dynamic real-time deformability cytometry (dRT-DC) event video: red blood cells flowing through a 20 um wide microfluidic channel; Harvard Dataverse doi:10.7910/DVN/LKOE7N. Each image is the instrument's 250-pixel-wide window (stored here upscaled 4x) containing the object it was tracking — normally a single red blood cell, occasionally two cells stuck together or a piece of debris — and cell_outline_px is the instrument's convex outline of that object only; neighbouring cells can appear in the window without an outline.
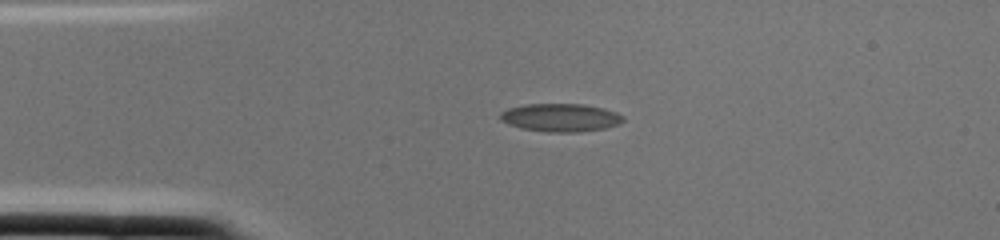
{"species": "common noctule bat (a hibernating species)", "species_latin": "Nyctalus noctula", "temperature_condition": "cold", "stored_images_in_passage": 1, "camera_frame_rate_fps": 3000, "um_per_image_px": 0.085, "animal": {"sex": "female", "body_mass_g": 22.0, "forearm_length_mm": 56.7}, "frame": {"image": 1, "passage_image": 1, "time_ms": 0.0, "image_size_px": [1000, 240], "cell_outline_px": [[624, 120], [620, 124], [604, 128], [576, 132], [548, 132], [520, 128], [508, 124], [500, 120], [500, 112], [508, 108], [524, 104], [584, 104], [604, 108], [616, 112], [624, 116]], "centroid_in_image_um": [47.64, 9.99], "position_along_channel_um": 37.4, "area_um2": 20.23}}